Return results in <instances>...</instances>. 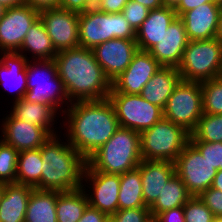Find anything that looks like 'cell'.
Listing matches in <instances>:
<instances>
[{
  "label": "cell",
  "mask_w": 222,
  "mask_h": 222,
  "mask_svg": "<svg viewBox=\"0 0 222 222\" xmlns=\"http://www.w3.org/2000/svg\"><path fill=\"white\" fill-rule=\"evenodd\" d=\"M63 114L66 115L63 117L65 124H62L67 129L64 138L86 160L119 128L114 107L108 98L72 102Z\"/></svg>",
  "instance_id": "6da1fadb"
},
{
  "label": "cell",
  "mask_w": 222,
  "mask_h": 222,
  "mask_svg": "<svg viewBox=\"0 0 222 222\" xmlns=\"http://www.w3.org/2000/svg\"><path fill=\"white\" fill-rule=\"evenodd\" d=\"M53 60L71 103L108 98L111 82L96 61L92 49H65L59 51Z\"/></svg>",
  "instance_id": "7a4b0ae2"
},
{
  "label": "cell",
  "mask_w": 222,
  "mask_h": 222,
  "mask_svg": "<svg viewBox=\"0 0 222 222\" xmlns=\"http://www.w3.org/2000/svg\"><path fill=\"white\" fill-rule=\"evenodd\" d=\"M58 134L41 146L43 168L40 190L71 191L82 188L87 160ZM63 141V142H62Z\"/></svg>",
  "instance_id": "3957f363"
},
{
  "label": "cell",
  "mask_w": 222,
  "mask_h": 222,
  "mask_svg": "<svg viewBox=\"0 0 222 222\" xmlns=\"http://www.w3.org/2000/svg\"><path fill=\"white\" fill-rule=\"evenodd\" d=\"M142 161L140 133L120 127L113 136L88 159L85 170L108 174H124Z\"/></svg>",
  "instance_id": "277c9868"
},
{
  "label": "cell",
  "mask_w": 222,
  "mask_h": 222,
  "mask_svg": "<svg viewBox=\"0 0 222 222\" xmlns=\"http://www.w3.org/2000/svg\"><path fill=\"white\" fill-rule=\"evenodd\" d=\"M32 62L33 60L30 62L28 60L26 64L27 91L24 99L52 106L56 111L60 109L58 112L62 115L66 110L64 107L68 108L71 102L63 82L58 76L54 60H34Z\"/></svg>",
  "instance_id": "5b68a950"
},
{
  "label": "cell",
  "mask_w": 222,
  "mask_h": 222,
  "mask_svg": "<svg viewBox=\"0 0 222 222\" xmlns=\"http://www.w3.org/2000/svg\"><path fill=\"white\" fill-rule=\"evenodd\" d=\"M113 38L136 39V32L122 12L111 14L92 7L79 13L80 47L93 49Z\"/></svg>",
  "instance_id": "8992f818"
},
{
  "label": "cell",
  "mask_w": 222,
  "mask_h": 222,
  "mask_svg": "<svg viewBox=\"0 0 222 222\" xmlns=\"http://www.w3.org/2000/svg\"><path fill=\"white\" fill-rule=\"evenodd\" d=\"M189 136L190 133L182 126L162 117L140 133L142 159L174 163L189 142Z\"/></svg>",
  "instance_id": "52a82bcc"
},
{
  "label": "cell",
  "mask_w": 222,
  "mask_h": 222,
  "mask_svg": "<svg viewBox=\"0 0 222 222\" xmlns=\"http://www.w3.org/2000/svg\"><path fill=\"white\" fill-rule=\"evenodd\" d=\"M222 43L215 37L208 40L188 41L178 71L183 81H208L220 76Z\"/></svg>",
  "instance_id": "ba28073f"
},
{
  "label": "cell",
  "mask_w": 222,
  "mask_h": 222,
  "mask_svg": "<svg viewBox=\"0 0 222 222\" xmlns=\"http://www.w3.org/2000/svg\"><path fill=\"white\" fill-rule=\"evenodd\" d=\"M202 114L201 83L181 80L163 108V117L191 134Z\"/></svg>",
  "instance_id": "9c48e42d"
},
{
  "label": "cell",
  "mask_w": 222,
  "mask_h": 222,
  "mask_svg": "<svg viewBox=\"0 0 222 222\" xmlns=\"http://www.w3.org/2000/svg\"><path fill=\"white\" fill-rule=\"evenodd\" d=\"M108 99L114 107L119 126L138 133L151 128L163 117V110L140 94L119 93L111 87Z\"/></svg>",
  "instance_id": "30bf717a"
},
{
  "label": "cell",
  "mask_w": 222,
  "mask_h": 222,
  "mask_svg": "<svg viewBox=\"0 0 222 222\" xmlns=\"http://www.w3.org/2000/svg\"><path fill=\"white\" fill-rule=\"evenodd\" d=\"M175 173L192 196H199L212 186L217 171L189 141L174 162Z\"/></svg>",
  "instance_id": "8fae6325"
},
{
  "label": "cell",
  "mask_w": 222,
  "mask_h": 222,
  "mask_svg": "<svg viewBox=\"0 0 222 222\" xmlns=\"http://www.w3.org/2000/svg\"><path fill=\"white\" fill-rule=\"evenodd\" d=\"M39 18L57 52L80 47L79 13L62 8H47L39 12Z\"/></svg>",
  "instance_id": "7c38bea8"
},
{
  "label": "cell",
  "mask_w": 222,
  "mask_h": 222,
  "mask_svg": "<svg viewBox=\"0 0 222 222\" xmlns=\"http://www.w3.org/2000/svg\"><path fill=\"white\" fill-rule=\"evenodd\" d=\"M83 183L82 188L84 192H86L88 204L91 207L96 208L107 215H113L119 210V174H108L96 170H85ZM86 187L88 188L86 189Z\"/></svg>",
  "instance_id": "4fadbf2b"
},
{
  "label": "cell",
  "mask_w": 222,
  "mask_h": 222,
  "mask_svg": "<svg viewBox=\"0 0 222 222\" xmlns=\"http://www.w3.org/2000/svg\"><path fill=\"white\" fill-rule=\"evenodd\" d=\"M39 10L27 4L6 8L0 20V52H18L29 28L39 19Z\"/></svg>",
  "instance_id": "5bb4252c"
},
{
  "label": "cell",
  "mask_w": 222,
  "mask_h": 222,
  "mask_svg": "<svg viewBox=\"0 0 222 222\" xmlns=\"http://www.w3.org/2000/svg\"><path fill=\"white\" fill-rule=\"evenodd\" d=\"M138 50L135 39L120 38L105 41L92 49L96 61L110 82L125 71Z\"/></svg>",
  "instance_id": "9a60e30c"
},
{
  "label": "cell",
  "mask_w": 222,
  "mask_h": 222,
  "mask_svg": "<svg viewBox=\"0 0 222 222\" xmlns=\"http://www.w3.org/2000/svg\"><path fill=\"white\" fill-rule=\"evenodd\" d=\"M161 67L148 51L138 50L125 71L111 82V87L119 93L138 95Z\"/></svg>",
  "instance_id": "2e32d148"
},
{
  "label": "cell",
  "mask_w": 222,
  "mask_h": 222,
  "mask_svg": "<svg viewBox=\"0 0 222 222\" xmlns=\"http://www.w3.org/2000/svg\"><path fill=\"white\" fill-rule=\"evenodd\" d=\"M2 120L0 139L19 152L38 149L51 137L44 128L17 119L11 113Z\"/></svg>",
  "instance_id": "e0dca14e"
},
{
  "label": "cell",
  "mask_w": 222,
  "mask_h": 222,
  "mask_svg": "<svg viewBox=\"0 0 222 222\" xmlns=\"http://www.w3.org/2000/svg\"><path fill=\"white\" fill-rule=\"evenodd\" d=\"M188 41L184 23L177 16L164 32L159 43L148 52L161 66L178 68Z\"/></svg>",
  "instance_id": "ac0fdd59"
},
{
  "label": "cell",
  "mask_w": 222,
  "mask_h": 222,
  "mask_svg": "<svg viewBox=\"0 0 222 222\" xmlns=\"http://www.w3.org/2000/svg\"><path fill=\"white\" fill-rule=\"evenodd\" d=\"M221 7L214 2L204 3L184 12L182 19L189 41L208 40L216 37Z\"/></svg>",
  "instance_id": "d6986e66"
},
{
  "label": "cell",
  "mask_w": 222,
  "mask_h": 222,
  "mask_svg": "<svg viewBox=\"0 0 222 222\" xmlns=\"http://www.w3.org/2000/svg\"><path fill=\"white\" fill-rule=\"evenodd\" d=\"M138 168L141 173L143 200L147 207H151L164 185L175 174V164L169 161L142 159Z\"/></svg>",
  "instance_id": "ffe728a7"
},
{
  "label": "cell",
  "mask_w": 222,
  "mask_h": 222,
  "mask_svg": "<svg viewBox=\"0 0 222 222\" xmlns=\"http://www.w3.org/2000/svg\"><path fill=\"white\" fill-rule=\"evenodd\" d=\"M177 17L173 7L162 6L149 10L146 20L136 31V42L139 50L149 51L154 47L167 31L170 24Z\"/></svg>",
  "instance_id": "44dd1931"
},
{
  "label": "cell",
  "mask_w": 222,
  "mask_h": 222,
  "mask_svg": "<svg viewBox=\"0 0 222 222\" xmlns=\"http://www.w3.org/2000/svg\"><path fill=\"white\" fill-rule=\"evenodd\" d=\"M0 55V85L2 84L3 88L11 94L15 90L14 101L20 100L24 98L27 91L28 59L18 52H0Z\"/></svg>",
  "instance_id": "7402d4cb"
},
{
  "label": "cell",
  "mask_w": 222,
  "mask_h": 222,
  "mask_svg": "<svg viewBox=\"0 0 222 222\" xmlns=\"http://www.w3.org/2000/svg\"><path fill=\"white\" fill-rule=\"evenodd\" d=\"M181 80L178 68L162 66L143 87L140 95L163 110Z\"/></svg>",
  "instance_id": "603a6c76"
},
{
  "label": "cell",
  "mask_w": 222,
  "mask_h": 222,
  "mask_svg": "<svg viewBox=\"0 0 222 222\" xmlns=\"http://www.w3.org/2000/svg\"><path fill=\"white\" fill-rule=\"evenodd\" d=\"M33 187L17 183L5 184L0 201V222H24Z\"/></svg>",
  "instance_id": "cb8c5ba5"
},
{
  "label": "cell",
  "mask_w": 222,
  "mask_h": 222,
  "mask_svg": "<svg viewBox=\"0 0 222 222\" xmlns=\"http://www.w3.org/2000/svg\"><path fill=\"white\" fill-rule=\"evenodd\" d=\"M12 106L13 108H10L12 110L9 113L15 118L38 125L44 128L51 136L58 134V130H55L53 125H55L54 119L59 117V112L52 106L29 102L24 98L14 101Z\"/></svg>",
  "instance_id": "d4e9b609"
},
{
  "label": "cell",
  "mask_w": 222,
  "mask_h": 222,
  "mask_svg": "<svg viewBox=\"0 0 222 222\" xmlns=\"http://www.w3.org/2000/svg\"><path fill=\"white\" fill-rule=\"evenodd\" d=\"M18 53L28 60H30V57L28 58L26 53H31L33 61L53 60L57 55L58 52L55 50L52 40L40 18L29 28Z\"/></svg>",
  "instance_id": "484cf974"
},
{
  "label": "cell",
  "mask_w": 222,
  "mask_h": 222,
  "mask_svg": "<svg viewBox=\"0 0 222 222\" xmlns=\"http://www.w3.org/2000/svg\"><path fill=\"white\" fill-rule=\"evenodd\" d=\"M58 191L34 188L28 200L24 222H57Z\"/></svg>",
  "instance_id": "4316f807"
},
{
  "label": "cell",
  "mask_w": 222,
  "mask_h": 222,
  "mask_svg": "<svg viewBox=\"0 0 222 222\" xmlns=\"http://www.w3.org/2000/svg\"><path fill=\"white\" fill-rule=\"evenodd\" d=\"M191 197L187 187L175 173L164 185L159 197L150 207L152 218L161 212L184 206Z\"/></svg>",
  "instance_id": "83f0119b"
},
{
  "label": "cell",
  "mask_w": 222,
  "mask_h": 222,
  "mask_svg": "<svg viewBox=\"0 0 222 222\" xmlns=\"http://www.w3.org/2000/svg\"><path fill=\"white\" fill-rule=\"evenodd\" d=\"M88 205L87 195L83 188L58 191L56 203L57 222H78Z\"/></svg>",
  "instance_id": "f1b7e54d"
},
{
  "label": "cell",
  "mask_w": 222,
  "mask_h": 222,
  "mask_svg": "<svg viewBox=\"0 0 222 222\" xmlns=\"http://www.w3.org/2000/svg\"><path fill=\"white\" fill-rule=\"evenodd\" d=\"M41 168H43L41 147L19 152L16 183L40 190Z\"/></svg>",
  "instance_id": "f546056e"
},
{
  "label": "cell",
  "mask_w": 222,
  "mask_h": 222,
  "mask_svg": "<svg viewBox=\"0 0 222 222\" xmlns=\"http://www.w3.org/2000/svg\"><path fill=\"white\" fill-rule=\"evenodd\" d=\"M119 210L147 207L143 200L140 169L137 167L120 175Z\"/></svg>",
  "instance_id": "4dcf8cb0"
},
{
  "label": "cell",
  "mask_w": 222,
  "mask_h": 222,
  "mask_svg": "<svg viewBox=\"0 0 222 222\" xmlns=\"http://www.w3.org/2000/svg\"><path fill=\"white\" fill-rule=\"evenodd\" d=\"M189 141L222 142V114L203 113Z\"/></svg>",
  "instance_id": "1f68e13d"
},
{
  "label": "cell",
  "mask_w": 222,
  "mask_h": 222,
  "mask_svg": "<svg viewBox=\"0 0 222 222\" xmlns=\"http://www.w3.org/2000/svg\"><path fill=\"white\" fill-rule=\"evenodd\" d=\"M202 110L206 114H222V77L201 83Z\"/></svg>",
  "instance_id": "d6a6232c"
},
{
  "label": "cell",
  "mask_w": 222,
  "mask_h": 222,
  "mask_svg": "<svg viewBox=\"0 0 222 222\" xmlns=\"http://www.w3.org/2000/svg\"><path fill=\"white\" fill-rule=\"evenodd\" d=\"M19 151L0 139V182L16 183Z\"/></svg>",
  "instance_id": "836d02e7"
},
{
  "label": "cell",
  "mask_w": 222,
  "mask_h": 222,
  "mask_svg": "<svg viewBox=\"0 0 222 222\" xmlns=\"http://www.w3.org/2000/svg\"><path fill=\"white\" fill-rule=\"evenodd\" d=\"M185 222H215L211 210L198 196H192L183 206Z\"/></svg>",
  "instance_id": "e575fe53"
},
{
  "label": "cell",
  "mask_w": 222,
  "mask_h": 222,
  "mask_svg": "<svg viewBox=\"0 0 222 222\" xmlns=\"http://www.w3.org/2000/svg\"><path fill=\"white\" fill-rule=\"evenodd\" d=\"M216 170L222 169V142L190 141Z\"/></svg>",
  "instance_id": "d590c367"
},
{
  "label": "cell",
  "mask_w": 222,
  "mask_h": 222,
  "mask_svg": "<svg viewBox=\"0 0 222 222\" xmlns=\"http://www.w3.org/2000/svg\"><path fill=\"white\" fill-rule=\"evenodd\" d=\"M121 12L132 29L136 32L146 20L149 10L144 5L129 0Z\"/></svg>",
  "instance_id": "8d00e7d4"
},
{
  "label": "cell",
  "mask_w": 222,
  "mask_h": 222,
  "mask_svg": "<svg viewBox=\"0 0 222 222\" xmlns=\"http://www.w3.org/2000/svg\"><path fill=\"white\" fill-rule=\"evenodd\" d=\"M111 216L116 222H153L149 207L118 210Z\"/></svg>",
  "instance_id": "74e56055"
},
{
  "label": "cell",
  "mask_w": 222,
  "mask_h": 222,
  "mask_svg": "<svg viewBox=\"0 0 222 222\" xmlns=\"http://www.w3.org/2000/svg\"><path fill=\"white\" fill-rule=\"evenodd\" d=\"M198 197L211 210L216 219L222 220V191L210 187Z\"/></svg>",
  "instance_id": "f35d334b"
},
{
  "label": "cell",
  "mask_w": 222,
  "mask_h": 222,
  "mask_svg": "<svg viewBox=\"0 0 222 222\" xmlns=\"http://www.w3.org/2000/svg\"><path fill=\"white\" fill-rule=\"evenodd\" d=\"M153 222H185L183 206L157 214Z\"/></svg>",
  "instance_id": "ab89813d"
},
{
  "label": "cell",
  "mask_w": 222,
  "mask_h": 222,
  "mask_svg": "<svg viewBox=\"0 0 222 222\" xmlns=\"http://www.w3.org/2000/svg\"><path fill=\"white\" fill-rule=\"evenodd\" d=\"M59 8L82 13L91 9L92 6L86 0H59Z\"/></svg>",
  "instance_id": "60d3db41"
},
{
  "label": "cell",
  "mask_w": 222,
  "mask_h": 222,
  "mask_svg": "<svg viewBox=\"0 0 222 222\" xmlns=\"http://www.w3.org/2000/svg\"><path fill=\"white\" fill-rule=\"evenodd\" d=\"M129 0H101L96 8L106 13H119Z\"/></svg>",
  "instance_id": "b9f144b4"
},
{
  "label": "cell",
  "mask_w": 222,
  "mask_h": 222,
  "mask_svg": "<svg viewBox=\"0 0 222 222\" xmlns=\"http://www.w3.org/2000/svg\"><path fill=\"white\" fill-rule=\"evenodd\" d=\"M108 215L88 205L78 222H103Z\"/></svg>",
  "instance_id": "7bdbcfd3"
},
{
  "label": "cell",
  "mask_w": 222,
  "mask_h": 222,
  "mask_svg": "<svg viewBox=\"0 0 222 222\" xmlns=\"http://www.w3.org/2000/svg\"><path fill=\"white\" fill-rule=\"evenodd\" d=\"M207 2H214V0H181L174 7V10L177 13V16L180 17L184 12L197 8L198 6Z\"/></svg>",
  "instance_id": "ee69618b"
},
{
  "label": "cell",
  "mask_w": 222,
  "mask_h": 222,
  "mask_svg": "<svg viewBox=\"0 0 222 222\" xmlns=\"http://www.w3.org/2000/svg\"><path fill=\"white\" fill-rule=\"evenodd\" d=\"M25 4L39 11L59 7V0H25Z\"/></svg>",
  "instance_id": "f6af8a7d"
},
{
  "label": "cell",
  "mask_w": 222,
  "mask_h": 222,
  "mask_svg": "<svg viewBox=\"0 0 222 222\" xmlns=\"http://www.w3.org/2000/svg\"><path fill=\"white\" fill-rule=\"evenodd\" d=\"M144 5L148 10L157 9L163 6L162 0H133Z\"/></svg>",
  "instance_id": "bcb514c9"
},
{
  "label": "cell",
  "mask_w": 222,
  "mask_h": 222,
  "mask_svg": "<svg viewBox=\"0 0 222 222\" xmlns=\"http://www.w3.org/2000/svg\"><path fill=\"white\" fill-rule=\"evenodd\" d=\"M211 187L222 191V169L217 171Z\"/></svg>",
  "instance_id": "7dc6e473"
},
{
  "label": "cell",
  "mask_w": 222,
  "mask_h": 222,
  "mask_svg": "<svg viewBox=\"0 0 222 222\" xmlns=\"http://www.w3.org/2000/svg\"><path fill=\"white\" fill-rule=\"evenodd\" d=\"M0 4L6 8H10L25 4V0H0Z\"/></svg>",
  "instance_id": "c3c4849f"
},
{
  "label": "cell",
  "mask_w": 222,
  "mask_h": 222,
  "mask_svg": "<svg viewBox=\"0 0 222 222\" xmlns=\"http://www.w3.org/2000/svg\"><path fill=\"white\" fill-rule=\"evenodd\" d=\"M216 38L222 43V7L219 13L218 26L216 31Z\"/></svg>",
  "instance_id": "681fc988"
},
{
  "label": "cell",
  "mask_w": 222,
  "mask_h": 222,
  "mask_svg": "<svg viewBox=\"0 0 222 222\" xmlns=\"http://www.w3.org/2000/svg\"><path fill=\"white\" fill-rule=\"evenodd\" d=\"M181 0H162L163 6L175 7Z\"/></svg>",
  "instance_id": "f907efd6"
},
{
  "label": "cell",
  "mask_w": 222,
  "mask_h": 222,
  "mask_svg": "<svg viewBox=\"0 0 222 222\" xmlns=\"http://www.w3.org/2000/svg\"><path fill=\"white\" fill-rule=\"evenodd\" d=\"M92 7H96L101 0H86Z\"/></svg>",
  "instance_id": "816d5d0a"
},
{
  "label": "cell",
  "mask_w": 222,
  "mask_h": 222,
  "mask_svg": "<svg viewBox=\"0 0 222 222\" xmlns=\"http://www.w3.org/2000/svg\"><path fill=\"white\" fill-rule=\"evenodd\" d=\"M5 11H6V7H4L2 4H0V20L2 19Z\"/></svg>",
  "instance_id": "f5cc1de1"
},
{
  "label": "cell",
  "mask_w": 222,
  "mask_h": 222,
  "mask_svg": "<svg viewBox=\"0 0 222 222\" xmlns=\"http://www.w3.org/2000/svg\"><path fill=\"white\" fill-rule=\"evenodd\" d=\"M5 183L0 182V201L4 192Z\"/></svg>",
  "instance_id": "db71d44e"
},
{
  "label": "cell",
  "mask_w": 222,
  "mask_h": 222,
  "mask_svg": "<svg viewBox=\"0 0 222 222\" xmlns=\"http://www.w3.org/2000/svg\"><path fill=\"white\" fill-rule=\"evenodd\" d=\"M103 222H116V220L111 215H108Z\"/></svg>",
  "instance_id": "11a10c76"
},
{
  "label": "cell",
  "mask_w": 222,
  "mask_h": 222,
  "mask_svg": "<svg viewBox=\"0 0 222 222\" xmlns=\"http://www.w3.org/2000/svg\"><path fill=\"white\" fill-rule=\"evenodd\" d=\"M214 3H215L217 6L222 7V0H214Z\"/></svg>",
  "instance_id": "9f6ffc18"
},
{
  "label": "cell",
  "mask_w": 222,
  "mask_h": 222,
  "mask_svg": "<svg viewBox=\"0 0 222 222\" xmlns=\"http://www.w3.org/2000/svg\"><path fill=\"white\" fill-rule=\"evenodd\" d=\"M215 222H222V220H220V219H216V221Z\"/></svg>",
  "instance_id": "6f0895ef"
}]
</instances>
